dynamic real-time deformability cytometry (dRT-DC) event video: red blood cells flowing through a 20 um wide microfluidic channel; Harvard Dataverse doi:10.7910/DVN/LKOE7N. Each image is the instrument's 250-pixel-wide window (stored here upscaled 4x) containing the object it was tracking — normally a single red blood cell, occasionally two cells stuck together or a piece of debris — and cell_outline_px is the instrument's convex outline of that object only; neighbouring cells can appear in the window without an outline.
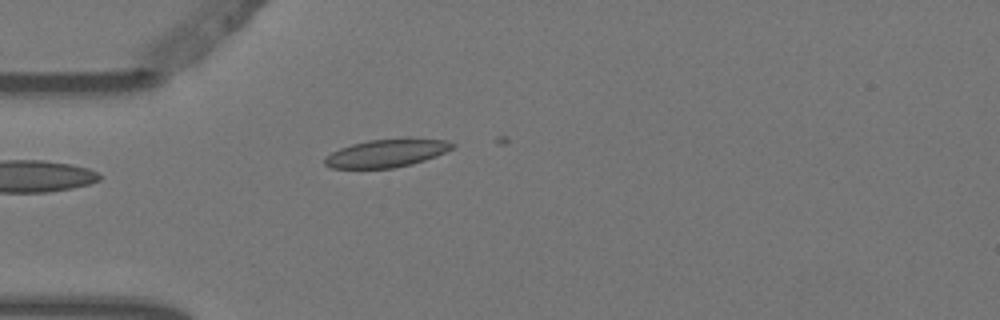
{"species": "Egyptian fruit bat (a non-hibernating species)", "species_latin": "Rousettus aegyptiacus", "temperature_condition": "warm", "stored_images_in_passage": 1, "camera_frame_rate_fps": 3000, "um_per_image_px": 0.085, "animal": {"sex": "female"}, "frame": {"image": 1, "passage_image": 1, "time_ms": 0.0, "image_size_px": [1000, 320], "cell_outline_px": [[456, 144], [452, 148], [436, 156], [412, 164], [392, 168], [332, 168], [324, 164], [324, 156], [340, 148], [352, 144], [368, 140], [444, 140]], "centroid_in_image_um": [32.78, 13.05], "position_along_channel_um": 52.2, "area_um2": 20.11}}